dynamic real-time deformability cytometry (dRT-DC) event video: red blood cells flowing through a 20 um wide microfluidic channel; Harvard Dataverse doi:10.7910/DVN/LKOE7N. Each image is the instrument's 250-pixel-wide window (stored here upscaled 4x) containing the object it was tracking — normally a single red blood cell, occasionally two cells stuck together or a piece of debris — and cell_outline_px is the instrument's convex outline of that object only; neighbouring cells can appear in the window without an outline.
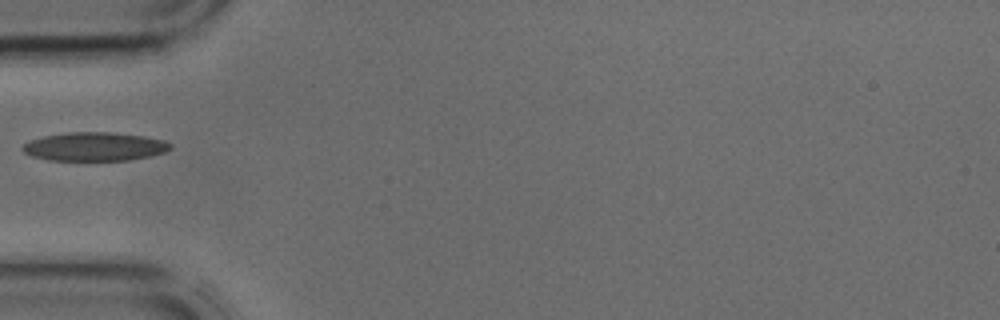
{"species": "common noctule bat (a hibernating species)", "species_latin": "Nyctalus noctula", "temperature_condition": "cold", "stored_images_in_passage": 30, "camera_frame_rate_fps": 3000, "um_per_image_px": 0.085, "animal": {"sex": "male", "body_mass_g": 17.9, "forearm_length_mm": 54.2}, "frame": {"image": 1, "passage_image": 1, "time_ms": 0.0, "image_size_px": [1000, 320], "cell_outline_px": [[172, 148], [164, 152], [148, 156], [128, 160], [48, 160], [32, 156], [24, 152], [20, 148], [24, 144], [32, 140], [44, 136], [68, 132], [112, 132], [144, 136], [164, 140], [172, 144]], "centroid_in_image_um": [8.04, 12.45], "position_along_channel_um": 77.0, "area_um2": 24.57}}
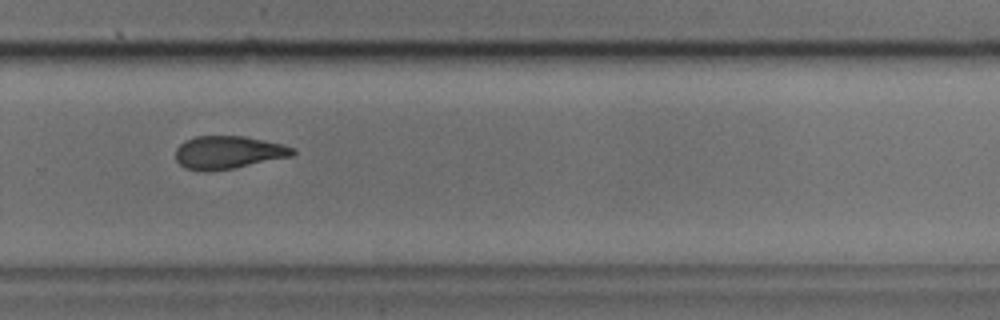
{"frame": {"image": 2, "passage_image": 16, "time_ms": 5.0, "image_size_px": [1000, 320], "cell_outline_px": [[296, 152], [292, 156], [212, 172], [200, 172], [184, 168], [176, 160], [176, 148], [184, 140], [196, 136], [244, 136], [280, 144], [296, 148]], "centroid_in_image_um": [19.35, 12.96], "position_along_channel_um": 310.5, "area_um2": 22.54}}
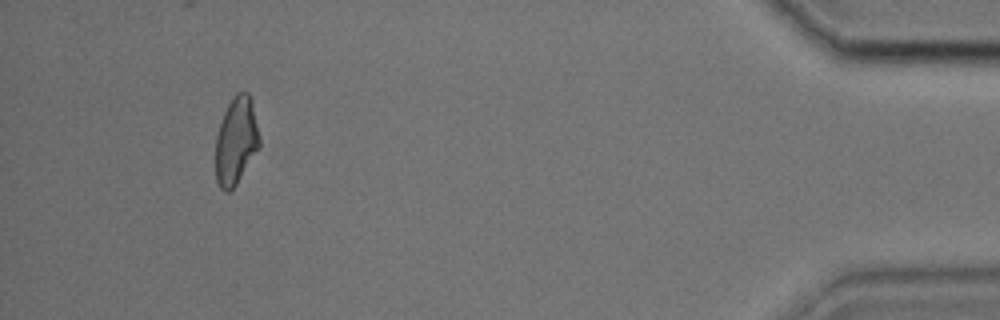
{"frame": {"image": 3, "passage_image": 27, "time_ms": 8.667, "image_size_px": [1000, 320], "cell_outline_px": [[260, 148], [236, 184], [228, 192], [224, 192], [220, 188], [216, 180], [216, 136], [224, 112], [232, 96], [236, 92], [248, 92], [252, 100], [260, 136]], "centroid_in_image_um": [20.08, 11.96], "position_along_channel_um": 415.1, "area_um2": 22.54}}